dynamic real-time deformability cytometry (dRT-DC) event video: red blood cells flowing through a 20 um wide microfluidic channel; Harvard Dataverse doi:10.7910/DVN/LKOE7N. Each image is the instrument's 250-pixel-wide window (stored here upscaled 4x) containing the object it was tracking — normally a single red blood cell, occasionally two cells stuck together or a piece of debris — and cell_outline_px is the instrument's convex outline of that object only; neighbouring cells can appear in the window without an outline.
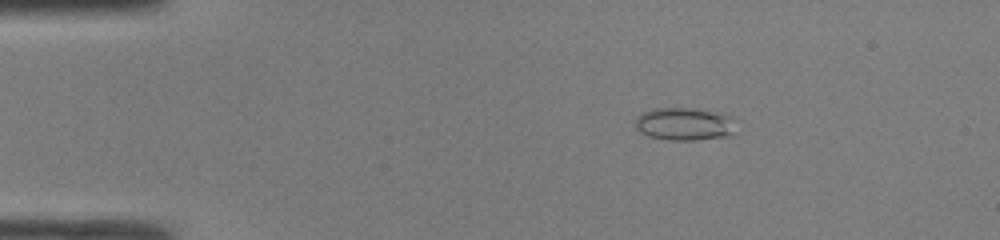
{"species": "common noctule bat (a hibernating species)", "species_latin": "Nyctalus noctula", "temperature_condition": "room temperature", "stored_images_in_passage": 40, "camera_frame_rate_fps": 3000, "um_per_image_px": 0.085, "animal": {"sex": "male", "body_mass_g": 19.0, "forearm_length_mm": 50.8}, "frame": {"image": 1, "passage_image": 1, "time_ms": 0.0, "image_size_px": [1000, 240], "cell_outline_px": [[740, 120], [736, 132], [724, 136], [696, 140], [668, 140], [648, 136], [640, 132], [636, 128], [636, 120], [640, 112], [656, 108], [692, 108], [724, 112]], "centroid_in_image_um": [58.28, 10.52], "position_along_channel_um": 26.7, "area_um2": 19.94}}
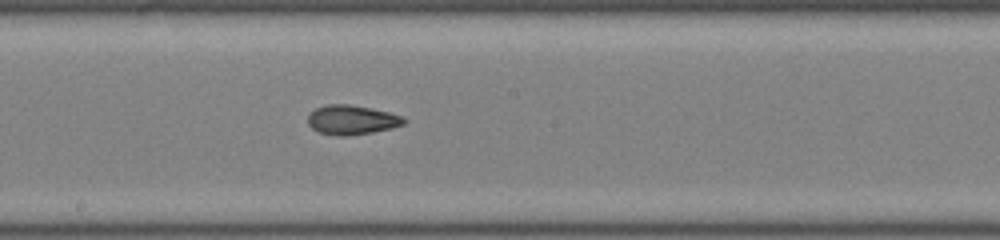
{"frame": {"image": 2, "passage_image": 19, "time_ms": 6.0, "image_size_px": [1000, 240], "cell_outline_px": [[408, 120], [404, 124], [392, 128], [372, 132], [348, 136], [336, 136], [316, 132], [308, 124], [308, 116], [316, 108], [328, 104], [348, 104], [372, 108], [404, 116]], "centroid_in_image_um": [29.92, 10.2], "position_along_channel_um": 218.3, "area_um2": 16.65}}
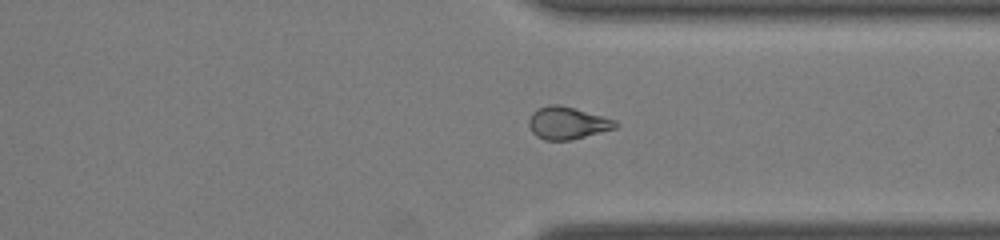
{"frame": {"image": 3, "passage_image": 29, "time_ms": 9.333, "image_size_px": [1000, 240], "cell_outline_px": [[620, 124], [616, 128], [572, 140], [544, 140], [536, 136], [532, 132], [528, 124], [528, 120], [532, 112], [536, 108], [548, 104], [556, 104], [572, 108], [616, 120]], "centroid_in_image_um": [48.2, 10.46], "position_along_channel_um": 363.2, "area_um2": 16.36}, "authors_computed_cell_mechanics": {"area_um2": 16.6175, "velocity_mm_per_s": 4.3229, "shape_relaxation_time_tau1_ms": null, "shape_relaxation_time_tau2_ms": 2.1793, "deformation_change_tau1": null, "deformation_change_tau2": 0.0849}}